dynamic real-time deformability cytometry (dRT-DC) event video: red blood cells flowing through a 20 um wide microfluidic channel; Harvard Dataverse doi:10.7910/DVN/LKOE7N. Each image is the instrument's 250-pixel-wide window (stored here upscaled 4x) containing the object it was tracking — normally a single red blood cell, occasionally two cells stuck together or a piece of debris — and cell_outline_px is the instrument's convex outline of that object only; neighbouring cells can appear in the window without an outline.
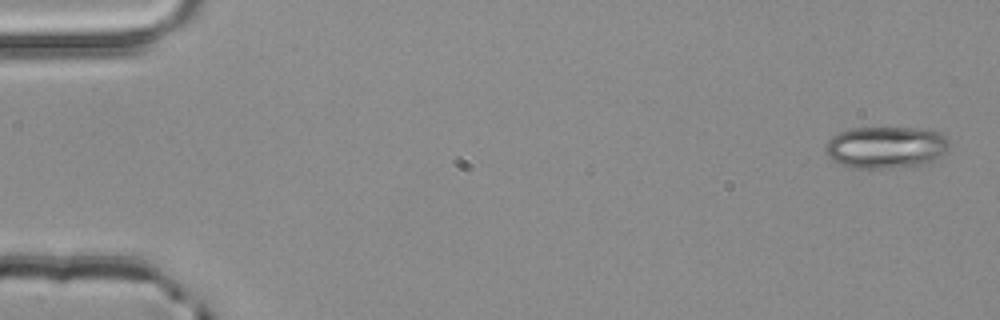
{"species": "common noctule bat (a hibernating species)", "species_latin": "Nyctalus noctula", "temperature_condition": "room temperature", "stored_images_in_passage": 4, "camera_frame_rate_fps": 3000, "um_per_image_px": 0.085, "animal": {"sex": "male", "body_mass_g": 20.4}, "frame": {"image": 1, "passage_image": 1, "time_ms": 0.0, "image_size_px": [1000, 320], "cell_outline_px": [[948, 152], [936, 160], [928, 164], [888, 168], [856, 168], [832, 160], [824, 152], [824, 144], [832, 136], [840, 132], [852, 128], [928, 128], [940, 132], [948, 140]], "centroid_in_image_um": [75.34, 12.51], "position_along_channel_um": 9.7, "area_um2": 30.63}}